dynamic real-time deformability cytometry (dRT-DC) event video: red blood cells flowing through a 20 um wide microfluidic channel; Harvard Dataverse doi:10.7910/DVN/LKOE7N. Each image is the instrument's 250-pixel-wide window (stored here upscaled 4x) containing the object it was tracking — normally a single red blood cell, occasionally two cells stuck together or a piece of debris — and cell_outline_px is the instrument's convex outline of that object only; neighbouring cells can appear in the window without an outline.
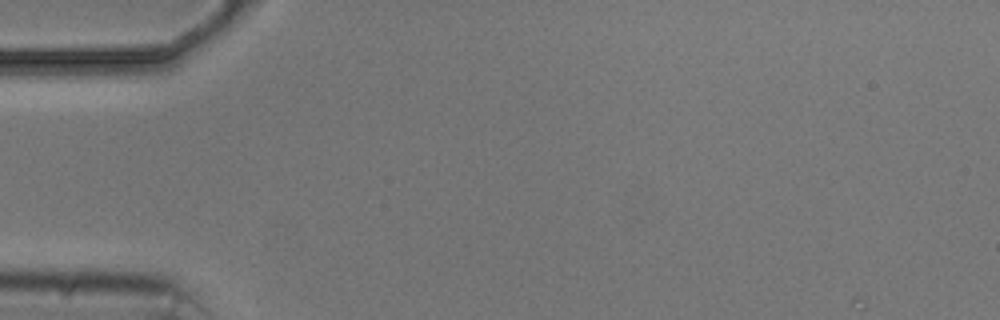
{"species": "common noctule bat (a hibernating species)", "species_latin": "Nyctalus noctula", "temperature_condition": "cold", "stored_images_in_passage": 2, "camera_frame_rate_fps": 3000, "um_per_image_px": 0.085, "animal": {"sex": "male", "body_mass_g": 20.5, "forearm_length_mm": 52.5}, "frame": {"image": 1, "passage_image": 1, "time_ms": 0.0, "image_size_px": [1000, 320], "cell_outline_px": [[156, 60], [124, 72], [104, 76], [76, 80], [72, 60], [92, 52], [148, 52], [156, 56]], "centroid_in_image_um": [9.27, 5.39], "position_along_channel_um": 75.7, "area_um2": 11.5}}